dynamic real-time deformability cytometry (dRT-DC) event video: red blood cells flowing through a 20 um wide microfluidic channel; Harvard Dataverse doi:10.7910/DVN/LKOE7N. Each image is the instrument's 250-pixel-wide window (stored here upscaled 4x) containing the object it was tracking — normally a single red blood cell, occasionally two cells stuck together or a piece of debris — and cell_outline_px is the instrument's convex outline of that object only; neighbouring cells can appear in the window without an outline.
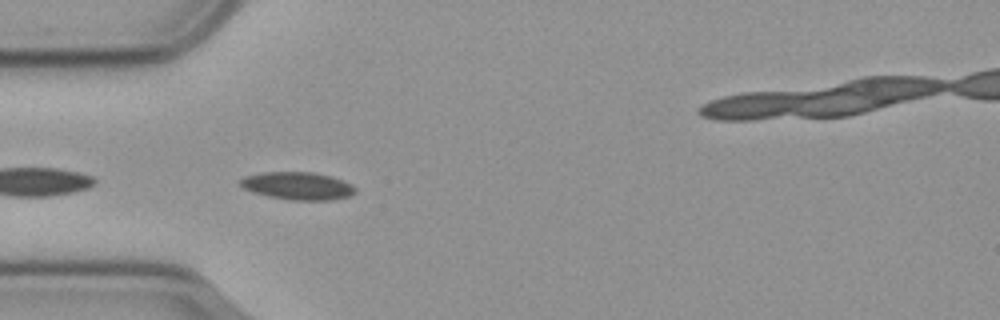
{"species": "common noctule bat (a hibernating species)", "species_latin": "Nyctalus noctula", "temperature_condition": "cold", "stored_images_in_passage": 9, "camera_frame_rate_fps": 3000, "um_per_image_px": 0.085, "animal": {"sex": "male", "body_mass_g": 23.1, "forearm_length_mm": 52.7}, "frame": {"image": 1, "passage_image": 2, "time_ms": 0.333, "image_size_px": [1000, 320], "cell_outline_px": [[356, 192], [348, 196], [332, 200], [292, 200], [268, 196], [252, 192], [236, 184], [244, 176], [264, 172], [312, 172], [332, 176], [344, 180], [352, 184], [356, 188]], "centroid_in_image_um": [25.3, 15.79], "position_along_channel_um": 59.7, "area_um2": 18.73}}
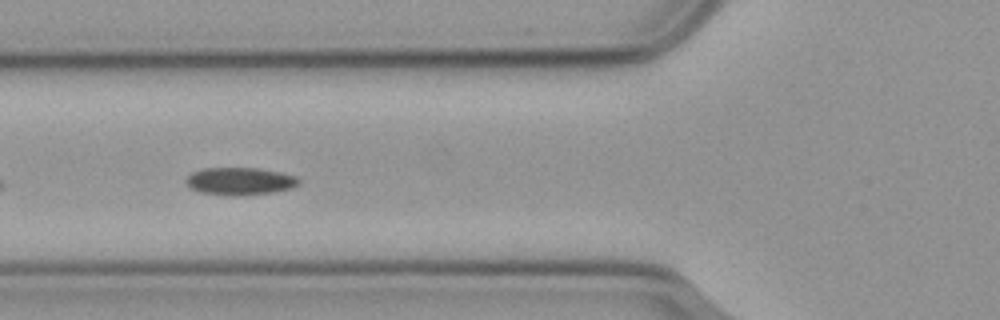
{"frame": {"image": 2, "passage_image": 6, "time_ms": 1.667, "image_size_px": [1000, 320], "cell_outline_px": [[300, 184], [292, 188], [272, 192], [244, 196], [228, 196], [200, 192], [192, 188], [184, 180], [192, 172], [204, 168], [256, 168], [296, 176], [300, 180]], "centroid_in_image_um": [20.39, 15.42], "position_along_channel_um": 105.4, "area_um2": 18.09}}